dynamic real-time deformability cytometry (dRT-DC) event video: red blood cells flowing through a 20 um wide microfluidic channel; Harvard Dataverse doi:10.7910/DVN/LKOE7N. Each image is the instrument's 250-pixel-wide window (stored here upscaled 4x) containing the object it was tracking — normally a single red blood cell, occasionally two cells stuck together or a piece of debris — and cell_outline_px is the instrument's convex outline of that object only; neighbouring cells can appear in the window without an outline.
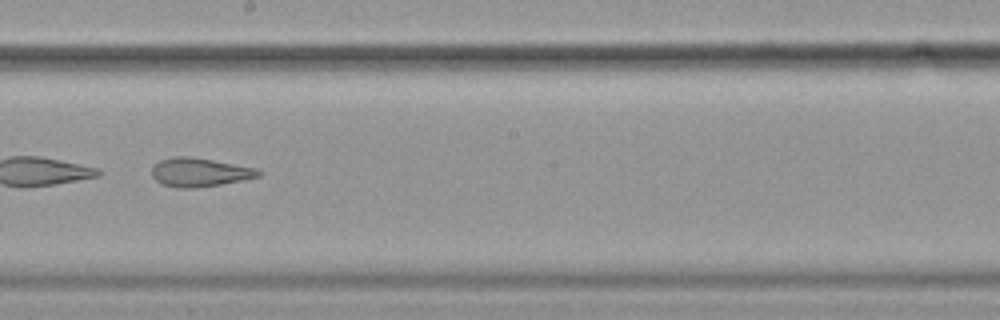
{"species": "common noctule bat (a hibernating species)", "species_latin": "Nyctalus noctula", "temperature_condition": "cold", "stored_images_in_passage": 54, "camera_frame_rate_fps": 3000, "um_per_image_px": 0.085, "animal": {"sex": "female", "body_mass_g": 19.9}, "frame": {"image": 1, "passage_image": 31, "time_ms": 10.0, "image_size_px": [1000, 320], "cell_outline_px": [[264, 172], [260, 176], [244, 180], [220, 184], [188, 188], [180, 188], [164, 184], [156, 180], [152, 176], [152, 168], [160, 160], [172, 156], [188, 156], [212, 160], [256, 168]], "centroid_in_image_um": [16.99, 14.63], "position_along_channel_um": 231.2, "area_um2": 17.63}}